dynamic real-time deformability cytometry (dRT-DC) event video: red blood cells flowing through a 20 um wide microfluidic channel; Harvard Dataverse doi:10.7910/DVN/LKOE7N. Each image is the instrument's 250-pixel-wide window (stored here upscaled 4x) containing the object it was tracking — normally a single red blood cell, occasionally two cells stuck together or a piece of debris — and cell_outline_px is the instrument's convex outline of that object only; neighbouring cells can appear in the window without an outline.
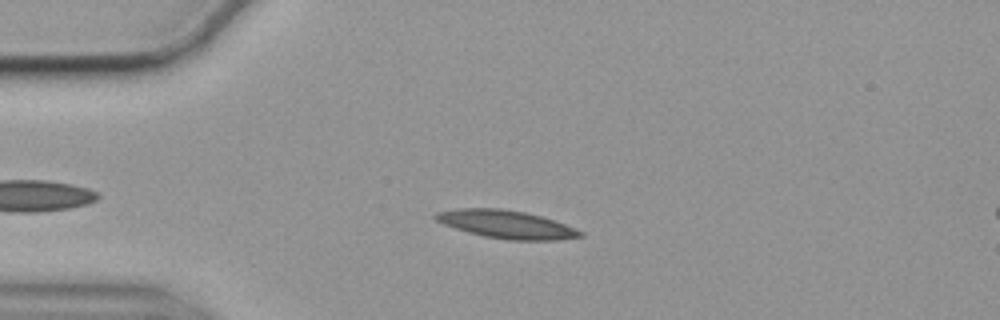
{"species": "common noctule bat (a hibernating species)", "species_latin": "Nyctalus noctula", "temperature_condition": "cold", "stored_images_in_passage": 46, "camera_frame_rate_fps": 3000, "um_per_image_px": 0.085, "animal": {"sex": "female", "body_mass_g": 19.9}, "frame": {"image": 1, "passage_image": 3, "time_ms": 0.667, "image_size_px": [1000, 320], "cell_outline_px": [[584, 236], [556, 240], [508, 240], [484, 236], [468, 232], [444, 224], [436, 220], [432, 216], [436, 212], [460, 208], [500, 208], [524, 212], [540, 216], [564, 224], [584, 232]], "centroid_in_image_um": [43.03, 19.07], "position_along_channel_um": 42.0, "area_um2": 23.41}}
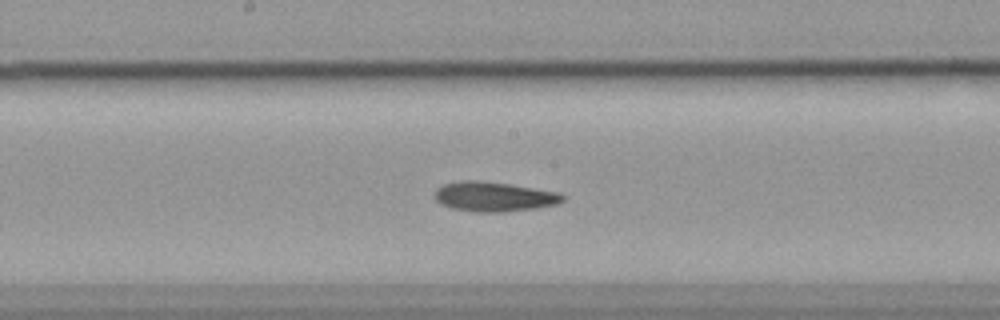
{"frame": {"image": 2, "passage_image": 19, "time_ms": 6.0, "image_size_px": [1000, 320], "cell_outline_px": [[564, 200], [556, 204], [536, 208], [500, 212], [476, 212], [452, 208], [436, 200], [436, 188], [444, 184], [460, 180], [480, 180], [508, 184], [560, 192], [564, 196]], "centroid_in_image_um": [42.0, 16.7], "position_along_channel_um": 206.2, "area_um2": 21.96}}
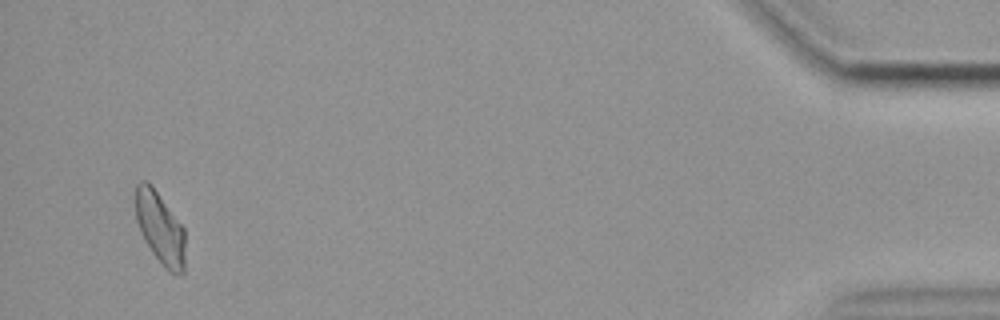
{"frame": {"image": 3, "passage_image": 44, "time_ms": 14.333, "image_size_px": [1000, 320], "cell_outline_px": [[184, 272], [168, 272], [164, 268], [152, 252], [144, 240], [140, 232], [136, 220], [136, 184], [140, 180], [148, 180], [152, 184], [184, 228]], "centroid_in_image_um": [13.59, 19.34], "position_along_channel_um": 421.6, "area_um2": 20.81}, "authors_computed_cell_mechanics": {"area_um2": 21.6172, "velocity_mm_per_s": 3.527, "shape_relaxation_time_tau1_ms": null, "shape_relaxation_time_tau2_ms": 5.1611, "deformation_change_tau1": null, "deformation_change_tau2": 0.1403}}